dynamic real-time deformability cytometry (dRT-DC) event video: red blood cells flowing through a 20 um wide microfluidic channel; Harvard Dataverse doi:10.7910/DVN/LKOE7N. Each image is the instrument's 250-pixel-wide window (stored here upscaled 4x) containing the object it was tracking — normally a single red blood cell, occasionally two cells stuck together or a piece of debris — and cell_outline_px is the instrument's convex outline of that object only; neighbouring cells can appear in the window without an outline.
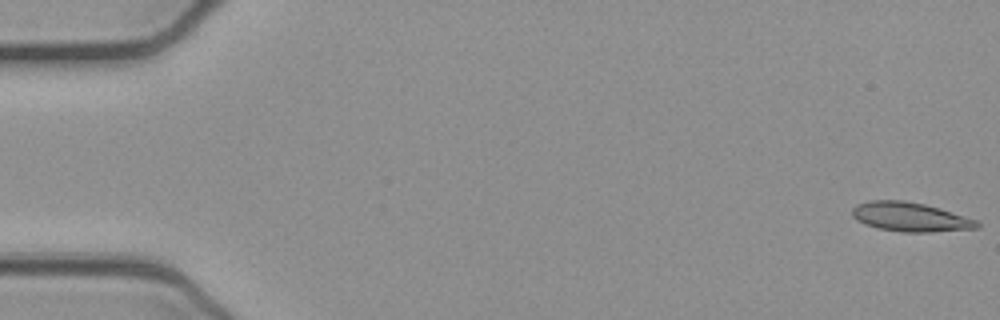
{"species": "common noctule bat (a hibernating species)", "species_latin": "Nyctalus noctula", "temperature_condition": "cold", "stored_images_in_passage": 52, "camera_frame_rate_fps": 3000, "um_per_image_px": 0.085, "animal": {"sex": "female", "body_mass_g": 21.9}, "frame": {"image": 1, "passage_image": 1, "time_ms": 0.0, "image_size_px": [1000, 320], "cell_outline_px": [[980, 224], [976, 228], [932, 232], [904, 232], [880, 228], [864, 224], [856, 220], [852, 216], [852, 208], [856, 204], [872, 200], [904, 200], [924, 204], [940, 208], [976, 220]], "centroid_in_image_um": [77.33, 18.43], "position_along_channel_um": 7.7, "area_um2": 21.1}}
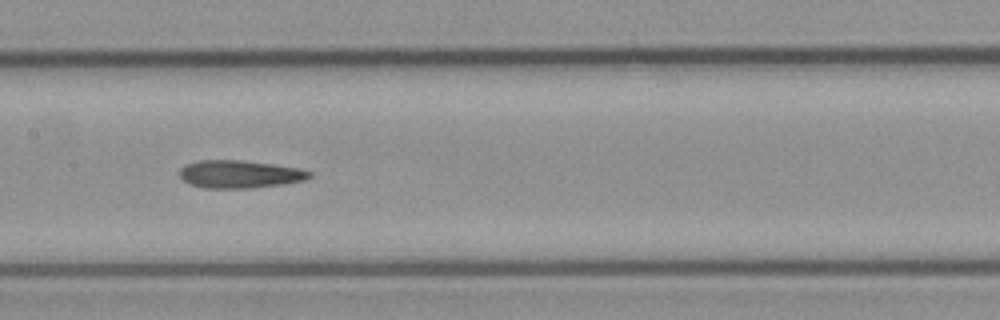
{"frame": {"image": 2, "passage_image": 26, "time_ms": 8.333, "image_size_px": [1000, 320], "cell_outline_px": [[312, 176], [304, 180], [284, 184], [252, 188], [204, 188], [180, 180], [180, 168], [184, 164], [200, 160], [240, 160], [272, 164], [296, 168], [312, 172]], "centroid_in_image_um": [20.33, 14.81], "position_along_channel_um": 187.1, "area_um2": 21.04}}
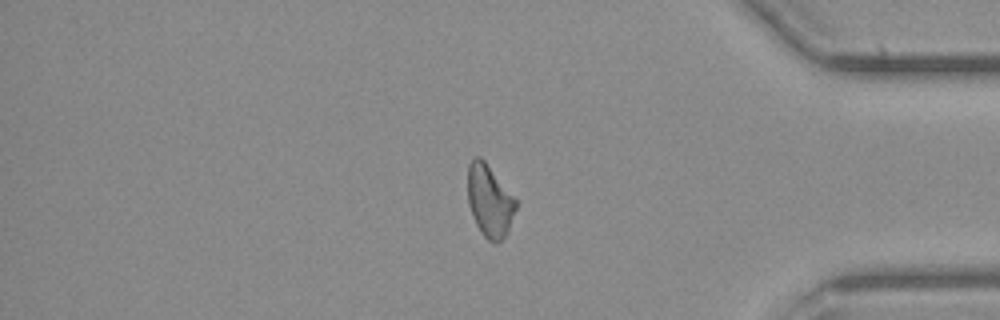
{"frame": {"image": 3, "passage_image": 44, "time_ms": 14.333, "image_size_px": [1000, 320], "cell_outline_px": [[516, 208], [508, 232], [496, 244], [492, 244], [480, 232], [472, 216], [468, 204], [468, 164], [472, 156], [480, 156], [484, 160], [516, 200]], "centroid_in_image_um": [41.59, 17.08], "position_along_channel_um": 393.6, "area_um2": 20.23}, "authors_computed_cell_mechanics": {"area_um2": 20.808, "velocity_mm_per_s": 3.8984, "shape_relaxation_time_tau1_ms": null, "shape_relaxation_time_tau2_ms": 4.2261, "deformation_change_tau1": null, "deformation_change_tau2": 0.1331}}